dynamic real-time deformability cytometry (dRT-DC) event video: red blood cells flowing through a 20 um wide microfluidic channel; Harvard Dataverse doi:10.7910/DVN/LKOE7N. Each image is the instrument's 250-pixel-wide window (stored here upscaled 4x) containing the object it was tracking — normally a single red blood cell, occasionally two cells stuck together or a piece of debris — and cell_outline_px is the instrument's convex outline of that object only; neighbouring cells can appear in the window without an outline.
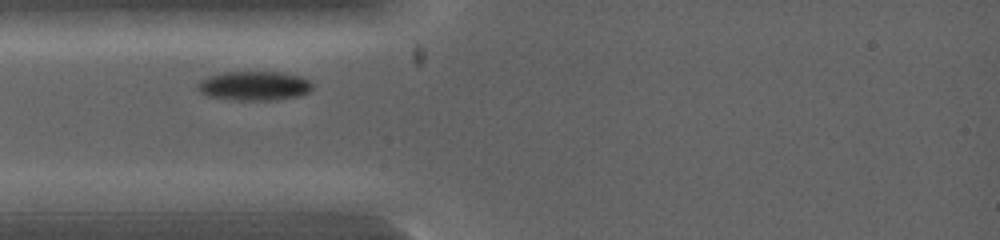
{"species": "common noctule bat (a hibernating species)", "species_latin": "Nyctalus noctula", "temperature_condition": "warm", "stored_images_in_passage": 1, "camera_frame_rate_fps": 5000, "um_per_image_px": 0.085, "animal": {"sex": "female", "body_mass_g": 19.0, "forearm_length_mm": 53.3}, "frame": {"image": 1, "passage_image": 1, "time_ms": 0.0, "image_size_px": [1000, 240], "cell_outline_px": [[316, 84], [308, 92], [300, 96], [276, 100], [232, 100], [208, 96], [200, 92], [196, 88], [196, 84], [200, 80], [208, 76], [224, 72], [280, 72], [300, 76]], "centroid_in_image_um": [21.61, 7.3], "position_along_channel_um": 63.4, "area_um2": 19.83}}